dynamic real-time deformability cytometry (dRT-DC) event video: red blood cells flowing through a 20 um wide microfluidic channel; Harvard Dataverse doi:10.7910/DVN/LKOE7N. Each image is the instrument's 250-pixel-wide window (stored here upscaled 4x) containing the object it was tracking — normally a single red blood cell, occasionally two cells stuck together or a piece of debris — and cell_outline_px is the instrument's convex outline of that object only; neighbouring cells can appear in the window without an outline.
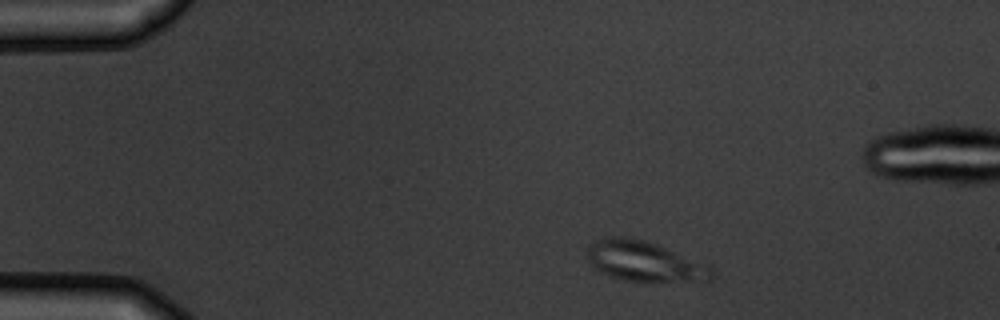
{"species": "common noctule bat (a hibernating species)", "species_latin": "Nyctalus noctula", "temperature_condition": "warm", "stored_images_in_passage": 4, "camera_frame_rate_fps": 3000, "um_per_image_px": 0.085, "animal": {"sex": "male", "body_mass_g": 19.5, "forearm_length_mm": 54.6}, "frame": {"image": 1, "passage_image": 1, "time_ms": 0.0, "image_size_px": [1000, 320], "cell_outline_px": [[712, 280], [624, 280], [600, 272], [588, 260], [588, 244], [604, 236], [624, 236], [648, 240], [708, 264], [712, 268]], "centroid_in_image_um": [54.75, 22.16], "position_along_channel_um": 30.3, "area_um2": 28.9}}